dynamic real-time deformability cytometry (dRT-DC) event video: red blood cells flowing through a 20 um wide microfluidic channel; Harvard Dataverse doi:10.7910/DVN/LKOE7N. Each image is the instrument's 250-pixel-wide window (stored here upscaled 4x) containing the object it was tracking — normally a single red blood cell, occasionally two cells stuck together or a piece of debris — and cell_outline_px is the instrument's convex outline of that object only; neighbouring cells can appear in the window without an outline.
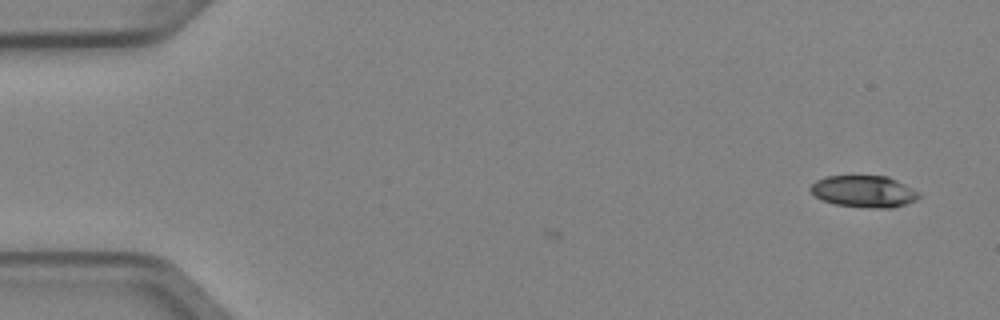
{"species": "Egyptian fruit bat (a non-hibernating species)", "species_latin": "Rousettus aegyptiacus", "temperature_condition": "cold", "stored_images_in_passage": 2, "camera_frame_rate_fps": 3000, "um_per_image_px": 0.085, "animal": {"sex": "female"}, "frame": {"image": 1, "passage_image": 2, "time_ms": 0.333, "image_size_px": [1000, 320], "cell_outline_px": [[920, 196], [916, 200], [892, 208], [868, 208], [836, 204], [820, 200], [808, 188], [816, 180], [824, 176], [888, 176], [920, 192]], "centroid_in_image_um": [73.42, 16.27], "position_along_channel_um": 11.6, "area_um2": 20.11}}